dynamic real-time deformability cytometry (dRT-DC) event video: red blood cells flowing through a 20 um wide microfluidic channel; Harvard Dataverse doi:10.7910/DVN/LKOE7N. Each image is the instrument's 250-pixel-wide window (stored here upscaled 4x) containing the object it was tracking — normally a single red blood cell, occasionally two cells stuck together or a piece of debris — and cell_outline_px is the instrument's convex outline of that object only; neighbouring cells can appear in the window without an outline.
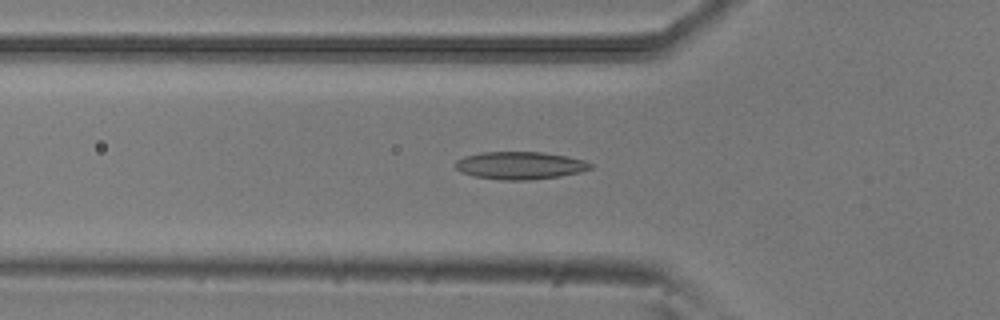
{"species": "common noctule bat (a hibernating species)", "species_latin": "Nyctalus noctula", "temperature_condition": "room temperature", "stored_images_in_passage": 29, "camera_frame_rate_fps": 3000, "um_per_image_px": 0.085, "animal": {"sex": "male", "body_mass_g": 20.5, "forearm_length_mm": 52.5}, "frame": {"image": 1, "passage_image": 2, "time_ms": 0.333, "image_size_px": [1000, 320], "cell_outline_px": [[592, 168], [580, 172], [560, 176], [528, 180], [500, 180], [476, 176], [460, 172], [456, 168], [456, 160], [464, 156], [480, 152], [544, 152], [568, 156], [584, 160], [592, 164]], "centroid_in_image_um": [44.21, 14.06], "position_along_channel_um": 81.6, "area_um2": 21.79}}
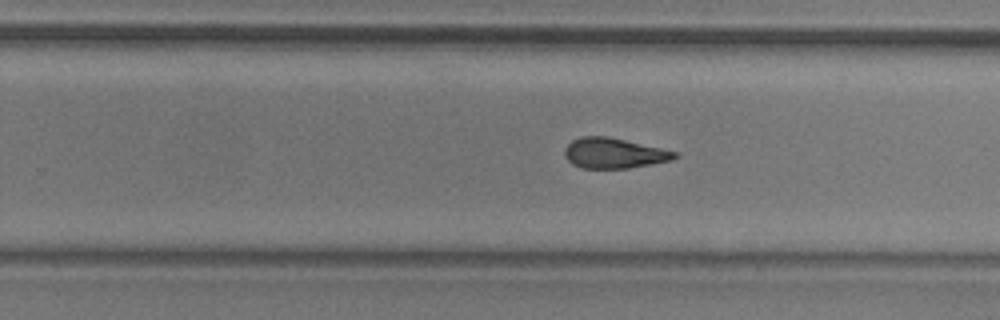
{"frame": {"image": 2, "passage_image": 17, "time_ms": 5.333, "image_size_px": [1000, 320], "cell_outline_px": [[680, 156], [672, 160], [652, 164], [628, 168], [584, 168], [572, 164], [564, 156], [564, 148], [572, 140], [580, 136], [608, 136], [660, 148], [676, 152]], "centroid_in_image_um": [52.16, 13.02], "position_along_channel_um": 277.6, "area_um2": 19.42}}
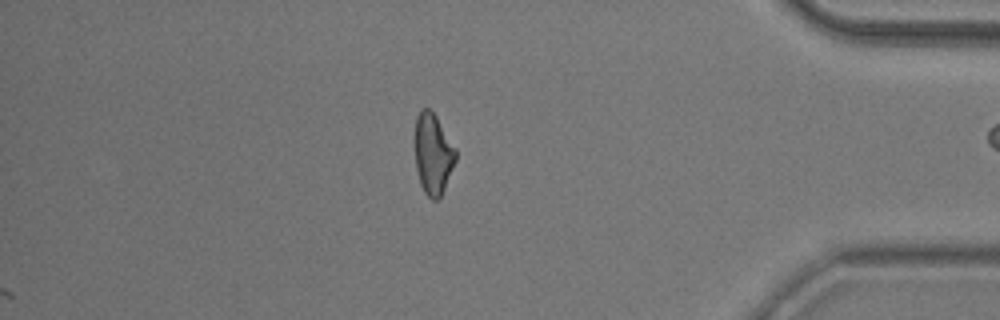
{"frame": {"image": 3, "passage_image": 29, "time_ms": 9.333, "image_size_px": [1000, 320], "cell_outline_px": [[456, 160], [444, 188], [440, 196], [436, 200], [432, 200], [424, 192], [420, 184], [416, 168], [416, 116], [420, 108], [428, 108], [436, 116], [456, 148]], "centroid_in_image_um": [36.81, 13.07], "position_along_channel_um": 398.4, "area_um2": 18.96}, "authors_computed_cell_mechanics": {"area_um2": 19.8832, "velocity_mm_per_s": 3.8997, "shape_relaxation_time_tau1_ms": 6.1362, "shape_relaxation_time_tau2_ms": 2.4187, "deformation_change_tau1": 0.1841, "deformation_change_tau2": 0.1068}}